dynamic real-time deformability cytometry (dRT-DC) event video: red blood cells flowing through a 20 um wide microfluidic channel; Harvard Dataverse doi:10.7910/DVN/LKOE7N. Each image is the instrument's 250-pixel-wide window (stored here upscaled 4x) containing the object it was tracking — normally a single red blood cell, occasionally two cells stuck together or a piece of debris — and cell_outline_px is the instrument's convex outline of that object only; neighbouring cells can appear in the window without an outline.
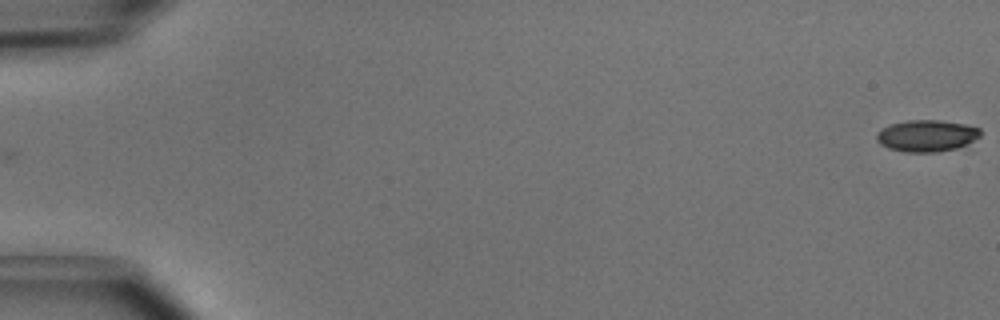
{"species": "common noctule bat (a hibernating species)", "species_latin": "Nyctalus noctula", "temperature_condition": "cold", "stored_images_in_passage": 2, "camera_frame_rate_fps": 3000, "um_per_image_px": 0.085, "animal": {"sex": "male", "body_mass_g": 15.6}, "frame": {"image": 1, "passage_image": 2, "time_ms": 0.333, "image_size_px": [1000, 320], "cell_outline_px": [[980, 136], [956, 148], [936, 152], [904, 152], [888, 148], [880, 144], [876, 140], [876, 132], [880, 128], [892, 124], [908, 120], [940, 120], [964, 124], [980, 128]], "centroid_in_image_um": [78.71, 11.53], "position_along_channel_um": 6.3, "area_um2": 19.07}}